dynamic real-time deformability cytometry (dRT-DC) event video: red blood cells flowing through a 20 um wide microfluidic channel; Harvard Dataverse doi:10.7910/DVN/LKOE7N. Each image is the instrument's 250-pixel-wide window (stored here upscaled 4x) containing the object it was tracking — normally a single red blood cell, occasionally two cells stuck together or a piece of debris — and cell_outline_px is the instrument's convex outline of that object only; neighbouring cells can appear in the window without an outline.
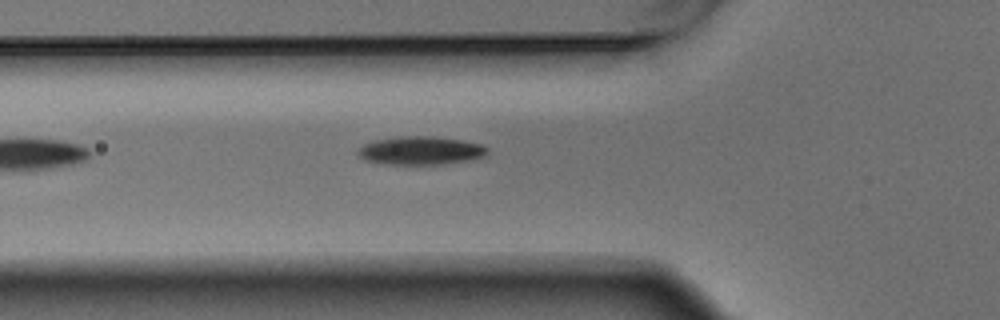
{"species": "Egyptian fruit bat (a non-hibernating species)", "species_latin": "Rousettus aegyptiacus", "temperature_condition": "warm", "stored_images_in_passage": 2, "camera_frame_rate_fps": 3000, "um_per_image_px": 0.085, "animal": {"sex": "male"}, "frame": {"image": 1, "passage_image": 2, "time_ms": 0.333, "image_size_px": [1000, 320], "cell_outline_px": [[488, 152], [484, 156], [476, 160], [444, 164], [380, 164], [364, 160], [356, 152], [364, 144], [376, 140], [400, 136], [428, 136], [460, 140], [484, 144], [488, 148]], "centroid_in_image_um": [35.8, 12.81], "position_along_channel_um": 90.0, "area_um2": 21.56}}